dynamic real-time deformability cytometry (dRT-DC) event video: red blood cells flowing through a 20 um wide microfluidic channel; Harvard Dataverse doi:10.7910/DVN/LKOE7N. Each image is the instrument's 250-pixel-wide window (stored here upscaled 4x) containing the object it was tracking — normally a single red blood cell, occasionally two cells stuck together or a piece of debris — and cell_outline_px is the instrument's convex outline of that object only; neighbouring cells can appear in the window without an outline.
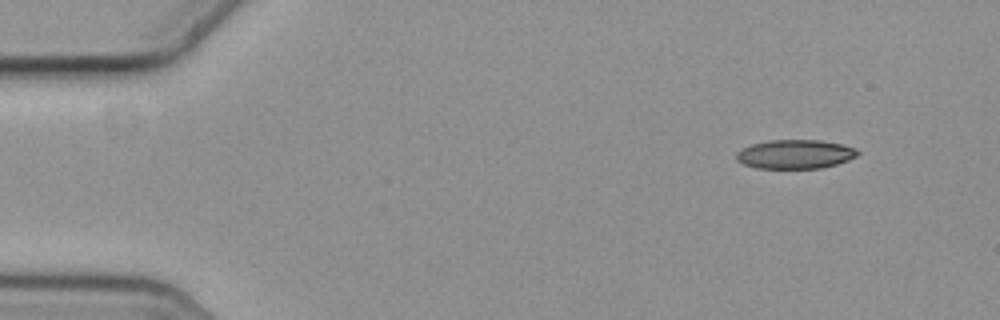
{"species": "common noctule bat (a hibernating species)", "species_latin": "Nyctalus noctula", "temperature_condition": "cold", "stored_images_in_passage": 52, "camera_frame_rate_fps": 3000, "um_per_image_px": 0.085, "animal": {"sex": "female", "body_mass_g": 19.3, "forearm_length_mm": 54.1}, "frame": {"image": 1, "passage_image": 1, "time_ms": 0.0, "image_size_px": [1000, 320], "cell_outline_px": [[860, 152], [856, 156], [848, 160], [836, 164], [820, 168], [756, 168], [744, 164], [736, 160], [736, 152], [752, 144], [768, 140], [820, 140], [840, 144], [856, 148]], "centroid_in_image_um": [67.58, 13.1], "position_along_channel_um": 17.4, "area_um2": 20.4}}
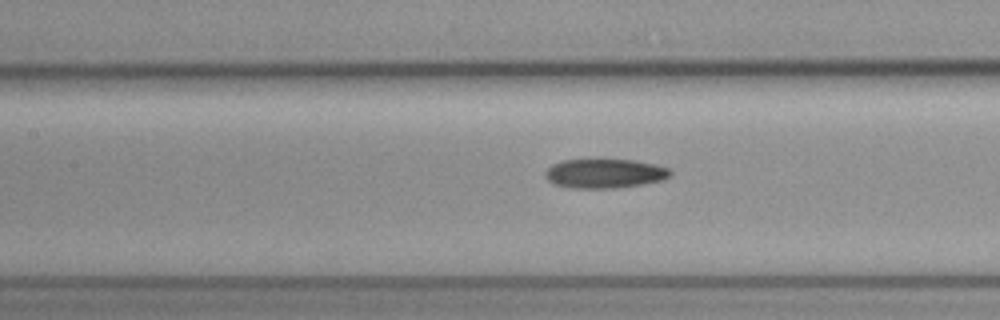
{"frame": {"image": 2, "passage_image": 21, "time_ms": 6.667, "image_size_px": [1000, 320], "cell_outline_px": [[672, 172], [668, 176], [660, 180], [640, 184], [612, 188], [572, 188], [556, 184], [548, 180], [544, 176], [544, 172], [552, 164], [564, 160], [600, 156], [632, 160], [656, 164], [668, 168]], "centroid_in_image_um": [51.34, 14.68], "position_along_channel_um": 156.1, "area_um2": 21.96}}
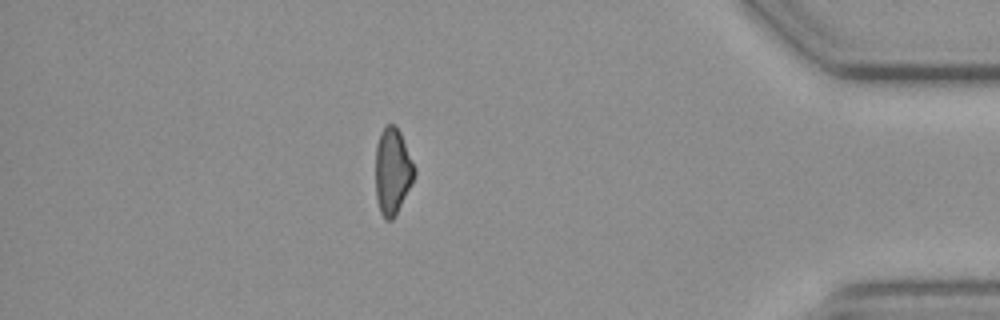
{"frame": {"image": 3, "passage_image": 45, "time_ms": 14.667, "image_size_px": [1000, 320], "cell_outline_px": [[416, 172], [392, 220], [384, 220], [380, 212], [376, 200], [376, 144], [380, 132], [388, 124], [396, 124], [400, 132], [416, 168]], "centroid_in_image_um": [33.34, 14.52], "position_along_channel_um": 401.9, "area_um2": 19.31}}